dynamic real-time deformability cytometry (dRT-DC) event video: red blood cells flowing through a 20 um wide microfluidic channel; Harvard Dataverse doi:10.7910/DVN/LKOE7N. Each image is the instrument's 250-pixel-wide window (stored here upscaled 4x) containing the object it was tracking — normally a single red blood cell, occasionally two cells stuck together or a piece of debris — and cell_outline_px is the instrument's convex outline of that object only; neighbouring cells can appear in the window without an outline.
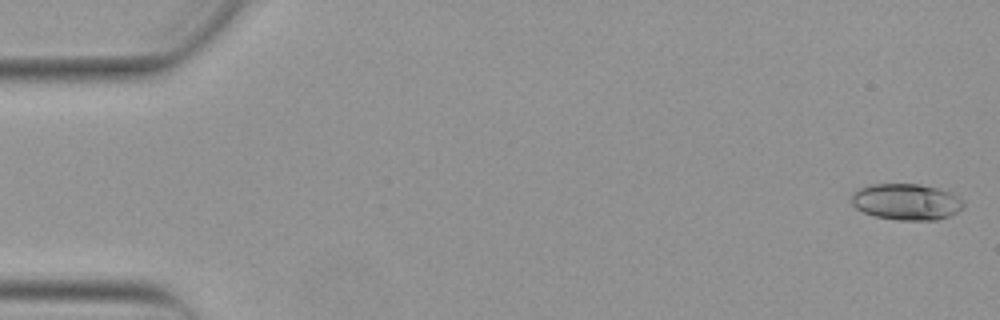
{"species": "Egyptian fruit bat (a non-hibernating species)", "species_latin": "Rousettus aegyptiacus", "temperature_condition": "warm", "stored_images_in_passage": 47, "camera_frame_rate_fps": 3000, "um_per_image_px": 0.085, "animal": {"sex": "female"}, "frame": {"image": 1, "passage_image": 1, "time_ms": 0.0, "image_size_px": [1000, 320], "cell_outline_px": [[964, 208], [948, 216], [936, 220], [896, 220], [876, 216], [864, 212], [856, 208], [852, 204], [852, 192], [860, 188], [872, 184], [920, 184], [952, 192], [960, 196], [964, 200]], "centroid_in_image_um": [77.07, 17.15], "position_along_channel_um": 7.9, "area_um2": 23.81}}
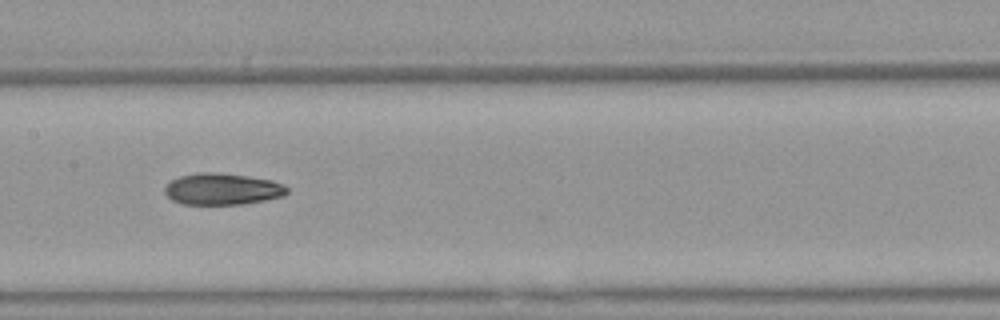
{"frame": {"image": 2, "passage_image": 26, "time_ms": 8.333, "image_size_px": [1000, 320], "cell_outline_px": [[288, 192], [284, 196], [264, 200], [240, 204], [180, 204], [172, 200], [164, 192], [164, 188], [172, 180], [180, 176], [200, 172], [216, 172], [248, 176], [272, 180], [284, 184], [288, 188]], "centroid_in_image_um": [18.91, 16.06], "position_along_channel_um": 188.5, "area_um2": 22.48}}
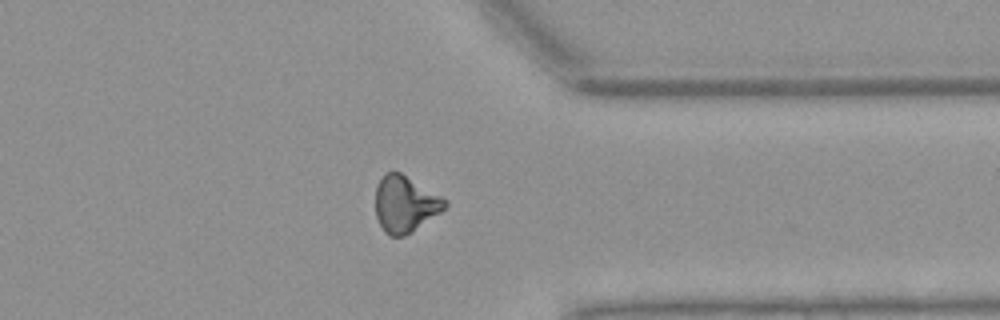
{"frame": {"image": 3, "passage_image": 41, "time_ms": 13.333, "image_size_px": [1000, 320], "cell_outline_px": [[448, 204], [440, 212], [412, 232], [404, 236], [388, 236], [384, 232], [376, 216], [376, 188], [384, 172], [400, 172], [448, 200]], "centroid_in_image_um": [34.43, 17.35], "position_along_channel_um": 377.0, "area_um2": 22.66}, "authors_computed_cell_mechanics": {"area_um2": 22.5998, "velocity_mm_per_s": 3.8913, "shape_relaxation_time_tau1_ms": 6.0743, "shape_relaxation_time_tau2_ms": 5.4055, "deformation_change_tau1": 0.1559, "deformation_change_tau2": 0.1329}}